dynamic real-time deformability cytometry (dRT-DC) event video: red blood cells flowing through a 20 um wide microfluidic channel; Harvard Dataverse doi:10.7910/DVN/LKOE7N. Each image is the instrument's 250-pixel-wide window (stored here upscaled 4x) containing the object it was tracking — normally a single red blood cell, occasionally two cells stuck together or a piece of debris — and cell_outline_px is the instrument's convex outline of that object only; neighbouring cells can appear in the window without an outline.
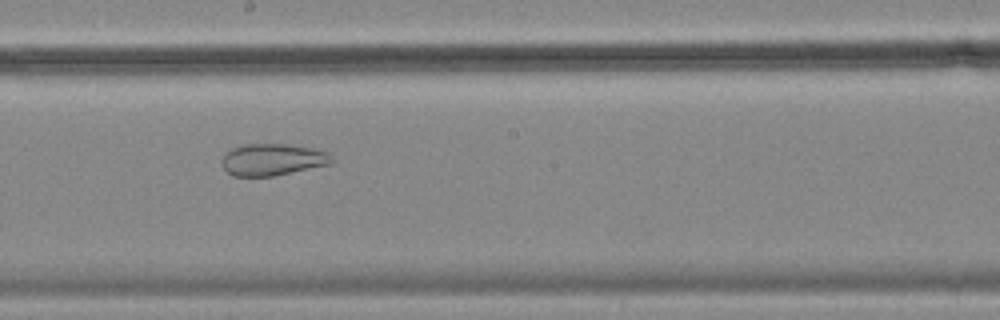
{"species": "common noctule bat (a hibernating species)", "species_latin": "Nyctalus noctula", "temperature_condition": "cold", "stored_images_in_passage": 58, "camera_frame_rate_fps": 3000, "um_per_image_px": 0.085, "animal": {"sex": "female", "body_mass_g": 18.4}, "frame": {"image": 1, "passage_image": 32, "time_ms": 10.333, "image_size_px": [1000, 320], "cell_outline_px": [[332, 160], [328, 164], [272, 176], [232, 176], [224, 168], [220, 160], [232, 148], [244, 144], [284, 144], [312, 148], [328, 152]], "centroid_in_image_um": [23.11, 13.56], "position_along_channel_um": 225.1, "area_um2": 20.0}}
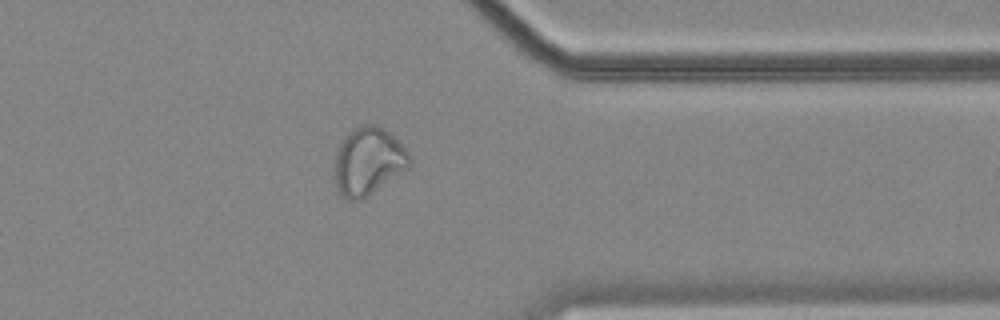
{"frame": {"image": 2, "passage_image": 46, "time_ms": 15.0, "image_size_px": [1000, 320], "cell_outline_px": [[412, 164], [408, 168], [364, 200], [348, 200], [340, 196], [336, 184], [336, 152], [340, 140], [344, 136], [360, 124], [376, 124], [384, 128], [408, 152], [412, 160]], "centroid_in_image_um": [31.3, 13.72], "position_along_channel_um": 380.1, "area_um2": 29.71}}
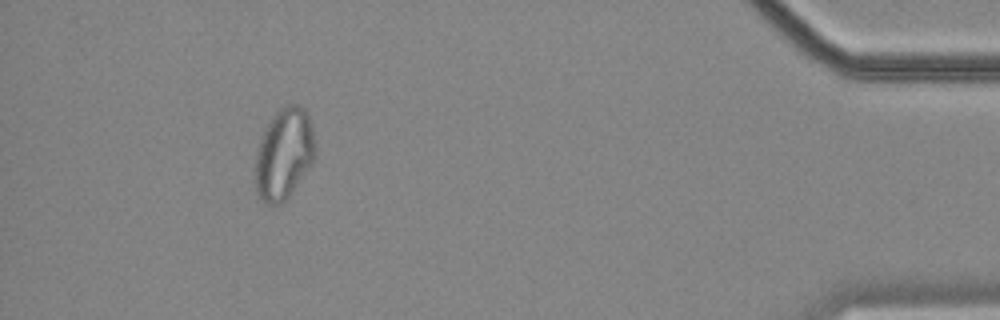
{"frame": {"image": 3, "passage_image": 53, "time_ms": 17.333, "image_size_px": [1000, 320], "cell_outline_px": [[316, 156], [312, 164], [288, 196], [280, 204], [264, 204], [260, 200], [256, 192], [256, 152], [260, 136], [272, 116], [284, 104], [296, 104], [304, 108], [308, 112], [312, 124], [316, 148]], "centroid_in_image_um": [24.15, 13.04], "position_along_channel_um": 411.0, "area_um2": 32.19}, "authors_computed_cell_mechanics": {"area_um2": 29.8826, "velocity_mm_per_s": 3.486, "shape_relaxation_time_tau1_ms": null, "shape_relaxation_time_tau2_ms": 2.5251, "deformation_change_tau1": null, "deformation_change_tau2": 0.0827}}